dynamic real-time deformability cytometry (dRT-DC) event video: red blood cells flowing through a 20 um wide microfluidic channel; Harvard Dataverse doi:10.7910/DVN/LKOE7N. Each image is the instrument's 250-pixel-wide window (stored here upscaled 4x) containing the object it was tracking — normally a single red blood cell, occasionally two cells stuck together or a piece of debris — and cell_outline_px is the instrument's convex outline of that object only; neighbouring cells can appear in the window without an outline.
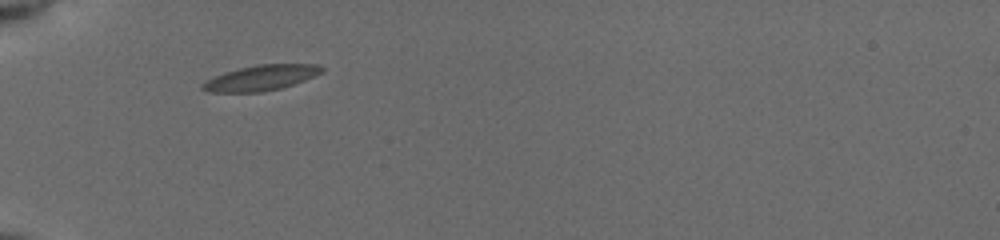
{"species": "common noctule bat (a hibernating species)", "species_latin": "Nyctalus noctula", "temperature_condition": "cold", "stored_images_in_passage": 36, "camera_frame_rate_fps": 3000, "um_per_image_px": 0.085, "animal": {"sex": "female", "body_mass_g": 19.5, "forearm_length_mm": 54.1}, "frame": {"image": 1, "passage_image": 1, "time_ms": 0.0, "image_size_px": [1000, 240], "cell_outline_px": [[324, 72], [304, 80], [280, 88], [260, 92], [208, 92], [200, 88], [200, 84], [224, 72], [256, 64], [316, 64], [324, 68]], "centroid_in_image_um": [22.18, 6.61], "position_along_channel_um": 62.8, "area_um2": 17.51}}
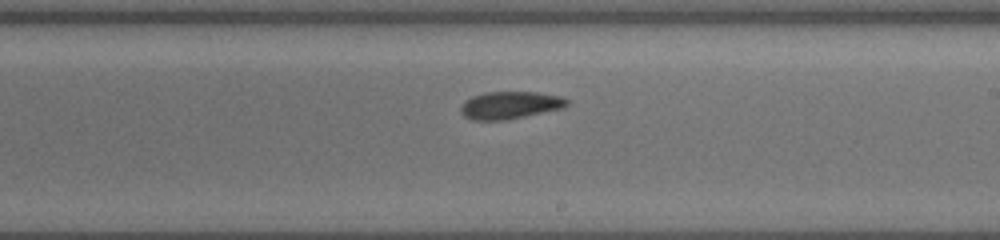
{"frame": {"image": 2, "passage_image": 16, "time_ms": 5.0, "image_size_px": [1000, 240], "cell_outline_px": [[568, 104], [564, 108], [508, 120], [472, 120], [464, 116], [460, 112], [460, 108], [472, 96], [484, 92], [536, 92], [560, 96], [568, 100]], "centroid_in_image_um": [43.37, 8.95], "position_along_channel_um": 245.6, "area_um2": 16.99}}
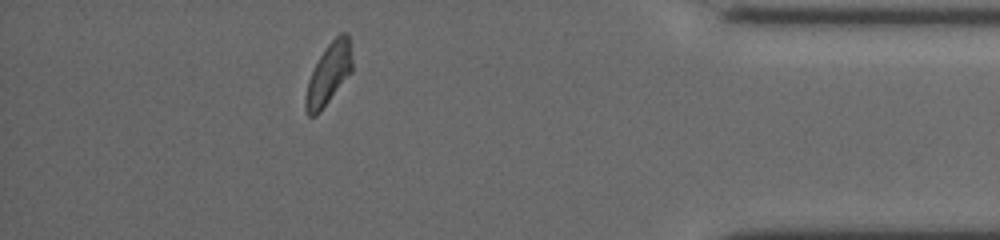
{"frame": {"image": 3, "passage_image": 31, "time_ms": 10.0, "image_size_px": [1000, 240], "cell_outline_px": [[352, 72], [320, 112], [316, 116], [308, 116], [304, 108], [304, 96], [308, 80], [320, 56], [328, 44], [340, 32], [348, 32], [352, 60]], "centroid_in_image_um": [27.93, 6.31], "position_along_channel_um": 407.3, "area_um2": 16.7}, "authors_computed_cell_mechanics": {"area_um2": 16.8487, "velocity_mm_per_s": 3.8758, "shape_relaxation_time_tau1_ms": 3.0979, "shape_relaxation_time_tau2_ms": 2.0232, "deformation_change_tau1": 0.0871, "deformation_change_tau2": 0.0681}}